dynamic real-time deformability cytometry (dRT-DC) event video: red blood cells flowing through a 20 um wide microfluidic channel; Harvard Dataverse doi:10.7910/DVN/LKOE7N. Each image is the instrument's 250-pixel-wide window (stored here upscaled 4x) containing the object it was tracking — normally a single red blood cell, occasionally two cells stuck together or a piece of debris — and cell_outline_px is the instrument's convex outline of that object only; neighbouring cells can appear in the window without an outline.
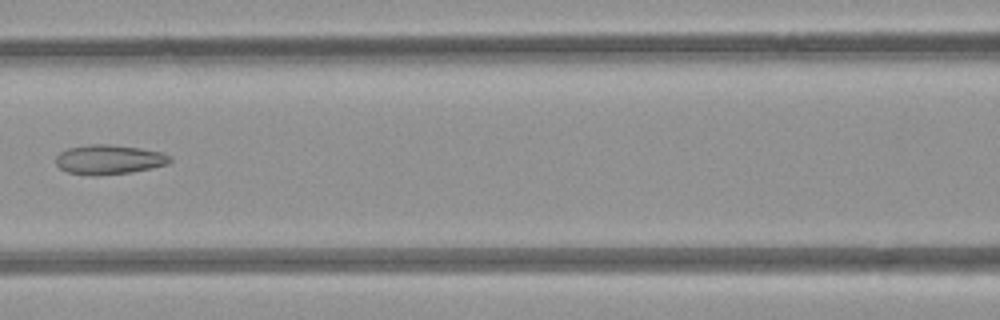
{"species": "common noctule bat (a hibernating species)", "species_latin": "Nyctalus noctula", "temperature_condition": "room temperature", "stored_images_in_passage": 6, "camera_frame_rate_fps": 3000, "um_per_image_px": 0.085, "animal": {"sex": "female", "body_mass_g": 21.9}, "frame": {"image": 1, "passage_image": 4, "time_ms": 3.667, "image_size_px": [1000, 320], "cell_outline_px": [[172, 160], [168, 164], [132, 172], [96, 176], [88, 176], [68, 172], [60, 168], [56, 164], [56, 156], [60, 152], [68, 148], [92, 144], [112, 144], [140, 148], [160, 152], [172, 156]], "centroid_in_image_um": [9.26, 13.57], "position_along_channel_um": 157.3, "area_um2": 19.77}}
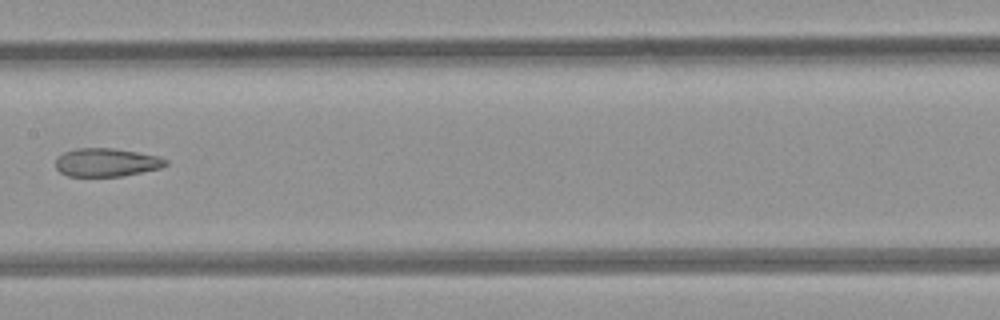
{"frame": {"image": 2, "passage_image": 5, "time_ms": 4.667, "image_size_px": [1000, 320], "cell_outline_px": [[168, 164], [160, 168], [120, 176], [68, 176], [60, 172], [56, 168], [56, 156], [64, 152], [76, 148], [112, 148], [160, 156], [168, 160]], "centroid_in_image_um": [9.03, 13.79], "position_along_channel_um": 198.4, "area_um2": 18.15}}
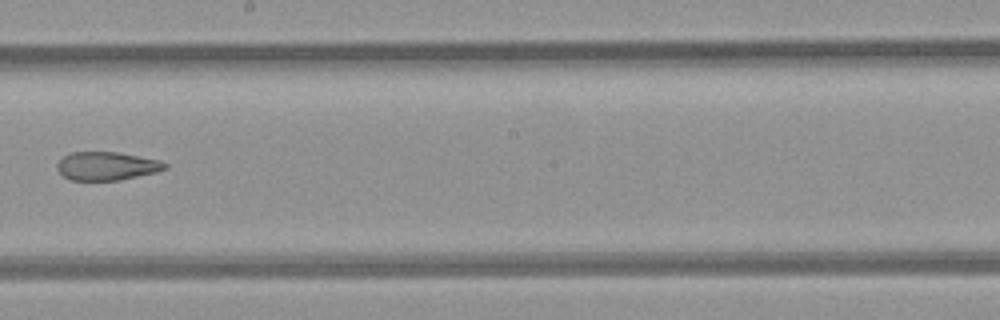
{"frame": {"image": 3, "passage_image": 6, "time_ms": 5.667, "image_size_px": [1000, 320], "cell_outline_px": [[168, 168], [156, 172], [120, 180], [72, 180], [64, 176], [56, 168], [56, 164], [64, 156], [72, 152], [116, 152], [160, 160], [168, 164]], "centroid_in_image_um": [9.09, 14.11], "position_along_channel_um": 239.1, "area_um2": 17.74}}